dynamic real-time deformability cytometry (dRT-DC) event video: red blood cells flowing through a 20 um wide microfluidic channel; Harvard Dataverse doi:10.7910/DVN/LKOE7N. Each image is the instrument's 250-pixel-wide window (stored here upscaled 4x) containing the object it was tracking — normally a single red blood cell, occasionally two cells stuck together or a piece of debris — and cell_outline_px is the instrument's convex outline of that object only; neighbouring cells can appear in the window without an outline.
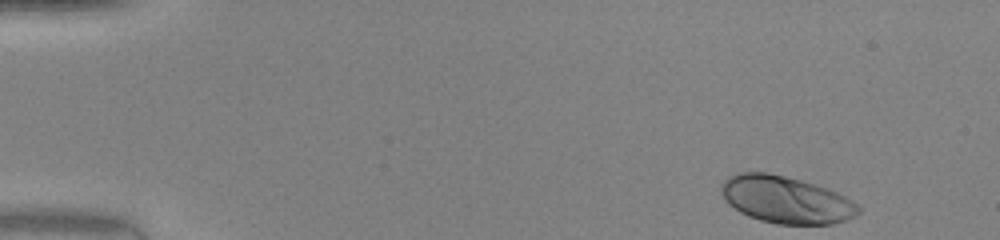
{"species": "human", "species_latin": "Homo sapiens", "temperature_condition": "warm", "stored_images_in_passage": 12, "camera_frame_rate_fps": 3000, "um_per_image_px": 0.085, "donor": {"sex": "female"}, "frame": {"image": 1, "passage_image": 1, "time_ms": 0.0, "image_size_px": [1000, 240], "cell_outline_px": [[860, 212], [856, 216], [848, 220], [832, 224], [776, 224], [760, 220], [748, 216], [740, 212], [728, 204], [724, 200], [720, 188], [724, 180], [728, 176], [736, 172], [768, 172], [816, 184], [828, 188], [852, 200], [860, 208]], "centroid_in_image_um": [66.79, 16.97], "position_along_channel_um": 18.2, "area_um2": 37.92}}